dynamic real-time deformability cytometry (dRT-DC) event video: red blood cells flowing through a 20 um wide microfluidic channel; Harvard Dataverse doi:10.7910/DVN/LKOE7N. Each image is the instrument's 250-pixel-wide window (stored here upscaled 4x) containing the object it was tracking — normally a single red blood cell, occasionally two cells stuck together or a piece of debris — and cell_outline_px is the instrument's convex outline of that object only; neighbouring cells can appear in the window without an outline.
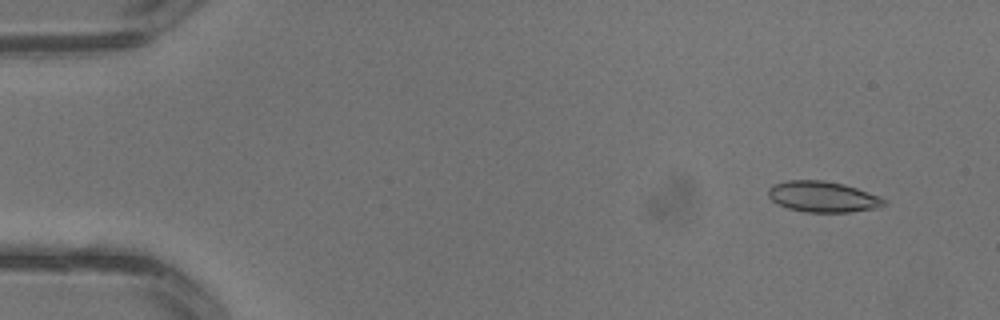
{"species": "common noctule bat (a hibernating species)", "species_latin": "Nyctalus noctula", "temperature_condition": "warm", "stored_images_in_passage": 3, "camera_frame_rate_fps": 3000, "um_per_image_px": 0.085, "animal": {"sex": "male", "body_mass_g": 13.3}, "frame": {"image": 1, "passage_image": 1, "time_ms": 0.0, "image_size_px": [1000, 320], "cell_outline_px": [[884, 204], [876, 208], [852, 212], [804, 212], [788, 208], [776, 204], [768, 196], [768, 188], [772, 184], [788, 180], [824, 180], [844, 184], [880, 196], [884, 200]], "centroid_in_image_um": [69.89, 16.72], "position_along_channel_um": 15.1, "area_um2": 20.87}}
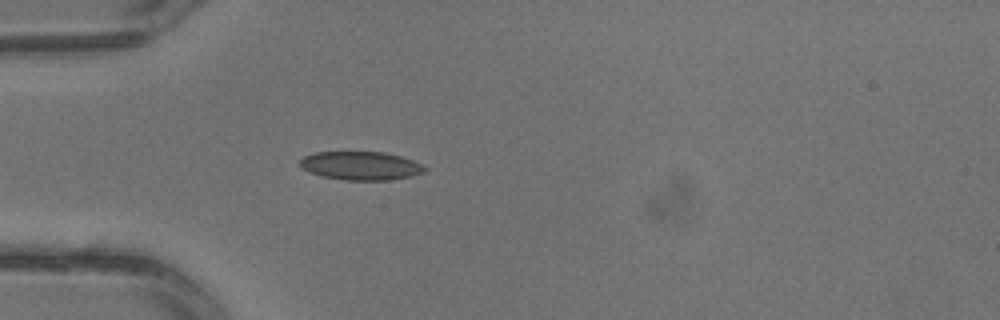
{"frame": {"image": 2, "passage_image": 3, "time_ms": 0.667, "image_size_px": [1000, 320], "cell_outline_px": [[428, 168], [424, 172], [412, 176], [388, 180], [344, 180], [324, 176], [308, 172], [300, 168], [300, 160], [304, 156], [312, 152], [384, 152], [400, 156], [412, 160]], "centroid_in_image_um": [30.64, 14.08], "position_along_channel_um": 54.4, "area_um2": 20.75}}